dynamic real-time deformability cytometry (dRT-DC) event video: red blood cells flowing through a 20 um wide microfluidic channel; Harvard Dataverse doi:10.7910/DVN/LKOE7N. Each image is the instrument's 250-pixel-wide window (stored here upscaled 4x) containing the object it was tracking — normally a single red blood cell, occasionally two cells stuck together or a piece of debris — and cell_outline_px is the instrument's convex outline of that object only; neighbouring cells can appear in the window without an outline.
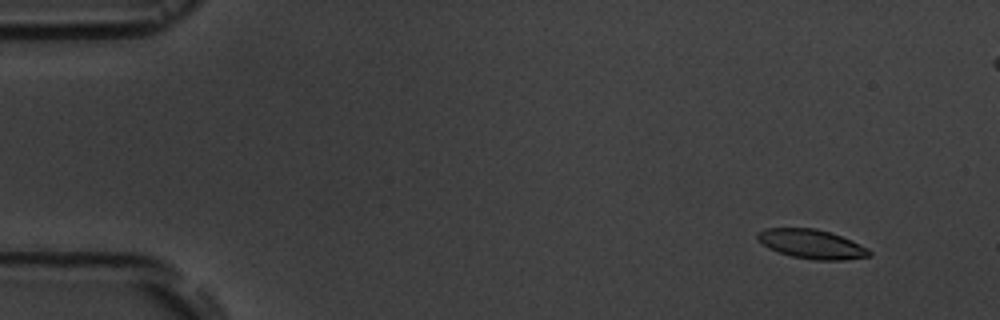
{"species": "common noctule bat (a hibernating species)", "species_latin": "Nyctalus noctula", "temperature_condition": "room temperature", "stored_images_in_passage": 6, "camera_frame_rate_fps": 3000, "um_per_image_px": 0.085, "animal": {"sex": "male", "body_mass_g": 19.5, "forearm_length_mm": 54.6}, "frame": {"image": 1, "passage_image": 1, "time_ms": 0.0, "image_size_px": [1000, 320], "cell_outline_px": [[872, 256], [844, 260], [816, 260], [792, 256], [768, 248], [756, 236], [764, 228], [816, 228], [852, 240], [868, 248], [872, 252]], "centroid_in_image_um": [69.04, 20.75], "position_along_channel_um": 16.0, "area_um2": 18.84}}
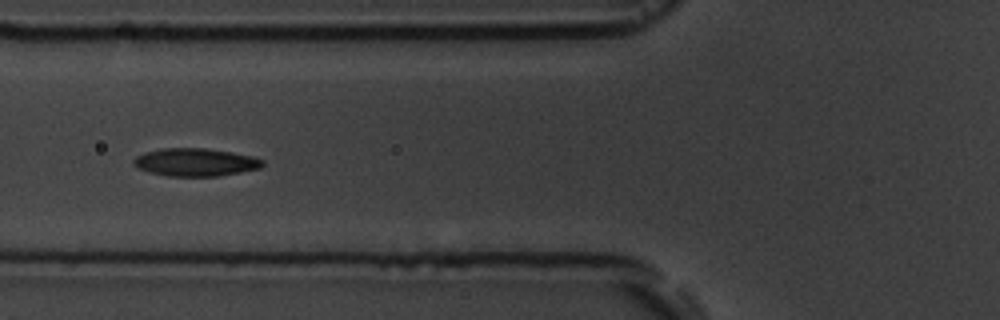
{"frame": {"image": 2, "passage_image": 6, "time_ms": 5.667, "image_size_px": [1000, 320], "cell_outline_px": [[264, 164], [260, 168], [220, 176], [168, 176], [148, 172], [132, 164], [132, 160], [136, 156], [144, 152], [160, 148], [204, 148], [232, 152], [252, 156], [264, 160]], "centroid_in_image_um": [16.59, 13.78], "position_along_channel_um": 109.2, "area_um2": 21.04}}